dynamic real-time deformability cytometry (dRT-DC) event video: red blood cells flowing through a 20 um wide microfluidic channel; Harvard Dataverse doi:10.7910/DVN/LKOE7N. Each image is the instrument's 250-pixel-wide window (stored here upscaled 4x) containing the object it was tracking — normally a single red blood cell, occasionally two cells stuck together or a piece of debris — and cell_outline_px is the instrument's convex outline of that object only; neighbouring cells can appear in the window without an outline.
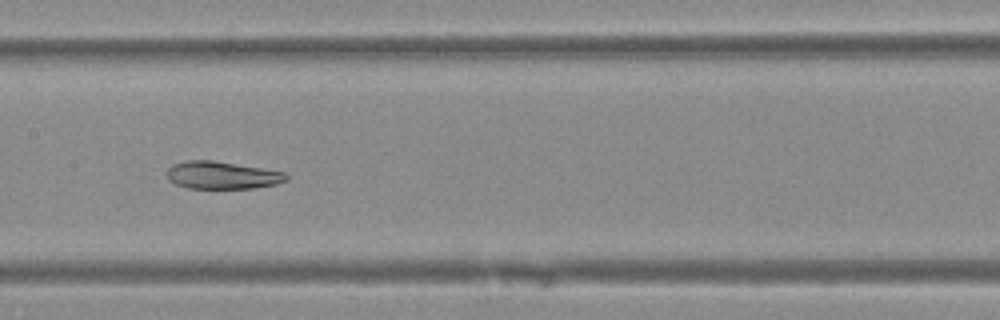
{"species": "Egyptian fruit bat (a non-hibernating species)", "species_latin": "Rousettus aegyptiacus", "temperature_condition": "warm", "stored_images_in_passage": 36, "camera_frame_rate_fps": 3000, "um_per_image_px": 0.085, "animal": {"sex": "female"}, "frame": {"image": 1, "passage_image": 11, "time_ms": 3.333, "image_size_px": [1000, 320], "cell_outline_px": [[288, 180], [276, 184], [252, 188], [188, 188], [176, 184], [168, 180], [168, 168], [172, 164], [188, 160], [212, 160], [284, 172], [288, 176]], "centroid_in_image_um": [18.86, 14.89], "position_along_channel_um": 188.5, "area_um2": 18.96}}
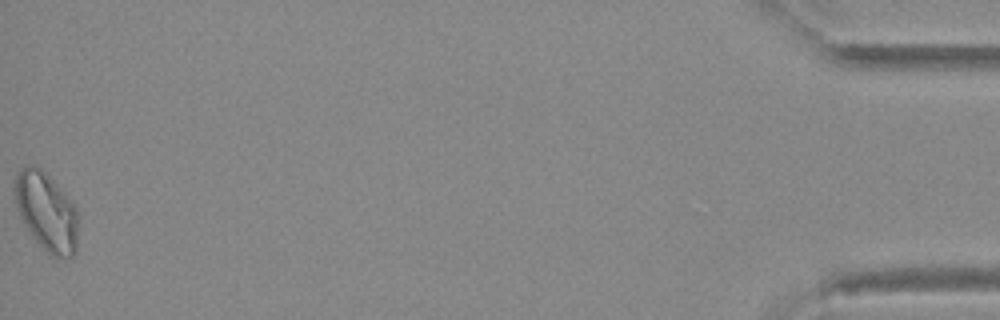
{"frame": {"image": 2, "passage_image": 36, "time_ms": 11.667, "image_size_px": [1000, 320], "cell_outline_px": [[76, 252], [72, 256], [52, 256], [32, 236], [16, 208], [16, 172], [24, 164], [32, 164], [40, 168], [52, 180], [76, 208]], "centroid_in_image_um": [3.92, 17.96], "position_along_channel_um": 431.3, "area_um2": 28.03}}